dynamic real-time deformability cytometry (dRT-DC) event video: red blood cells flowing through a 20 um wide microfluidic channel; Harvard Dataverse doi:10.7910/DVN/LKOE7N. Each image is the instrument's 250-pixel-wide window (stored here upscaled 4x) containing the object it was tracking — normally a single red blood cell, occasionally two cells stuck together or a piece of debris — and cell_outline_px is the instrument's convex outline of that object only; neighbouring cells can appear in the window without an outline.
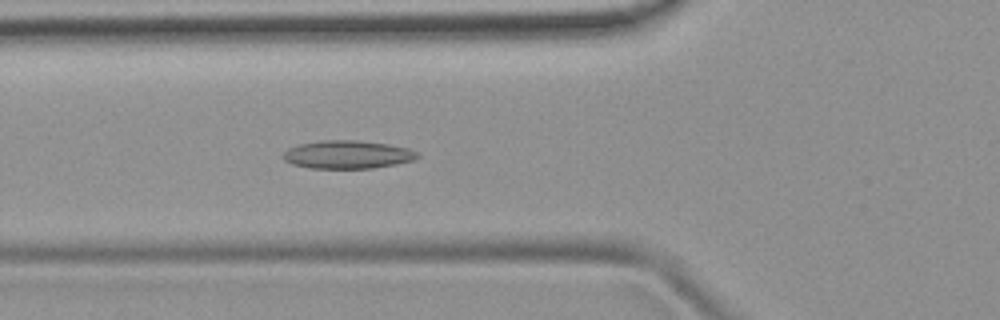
{"species": "common noctule bat (a hibernating species)", "species_latin": "Nyctalus noctula", "temperature_condition": "room temperature", "stored_images_in_passage": 51, "camera_frame_rate_fps": 3000, "um_per_image_px": 0.085, "animal": {"sex": "female", "body_mass_g": 19.9}, "frame": {"image": 1, "passage_image": 19, "time_ms": 6.0, "image_size_px": [1000, 320], "cell_outline_px": [[420, 156], [416, 160], [396, 164], [372, 168], [308, 168], [292, 164], [284, 160], [280, 156], [288, 148], [296, 144], [320, 140], [356, 140], [388, 144], [408, 148], [420, 152]], "centroid_in_image_um": [29.53, 13.13], "position_along_channel_um": 96.3, "area_um2": 22.37}}
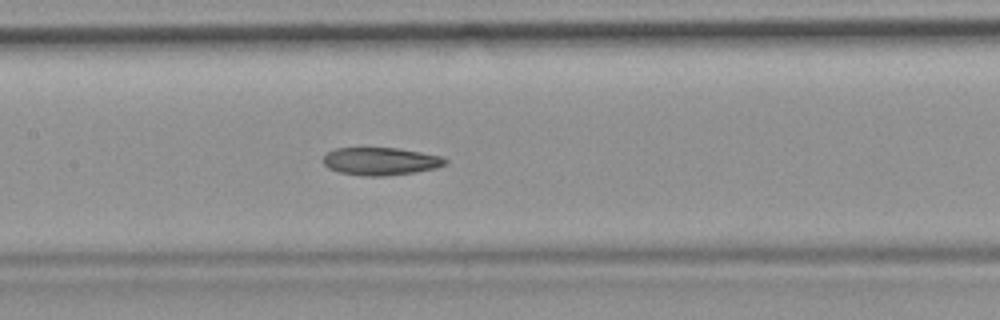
{"frame": {"image": 2, "passage_image": 25, "time_ms": 8.0, "image_size_px": [1000, 320], "cell_outline_px": [[448, 164], [436, 168], [416, 172], [384, 176], [364, 176], [340, 172], [328, 168], [324, 164], [324, 156], [328, 152], [336, 148], [396, 148], [444, 156], [448, 160]], "centroid_in_image_um": [32.4, 13.71], "position_along_channel_um": 175.0, "area_um2": 19.77}}
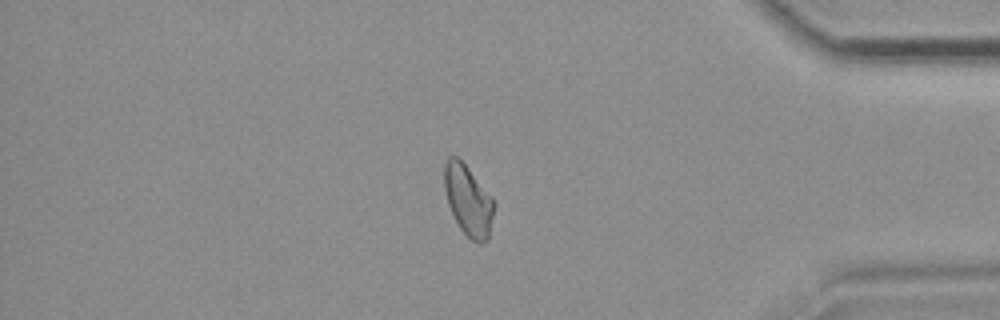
{"frame": {"image": 3, "passage_image": 44, "time_ms": 14.333, "image_size_px": [1000, 320], "cell_outline_px": [[492, 216], [488, 240], [480, 244], [472, 240], [460, 228], [448, 204], [444, 188], [444, 164], [448, 156], [456, 156], [464, 164], [492, 196]], "centroid_in_image_um": [39.77, 17.02], "position_along_channel_um": 395.4, "area_um2": 19.94}, "authors_computed_cell_mechanics": {"area_um2": 20.9236, "velocity_mm_per_s": 3.9306, "shape_relaxation_time_tau1_ms": null, "shape_relaxation_time_tau2_ms": 4.6986, "deformation_change_tau1": null, "deformation_change_tau2": 0.1062}}